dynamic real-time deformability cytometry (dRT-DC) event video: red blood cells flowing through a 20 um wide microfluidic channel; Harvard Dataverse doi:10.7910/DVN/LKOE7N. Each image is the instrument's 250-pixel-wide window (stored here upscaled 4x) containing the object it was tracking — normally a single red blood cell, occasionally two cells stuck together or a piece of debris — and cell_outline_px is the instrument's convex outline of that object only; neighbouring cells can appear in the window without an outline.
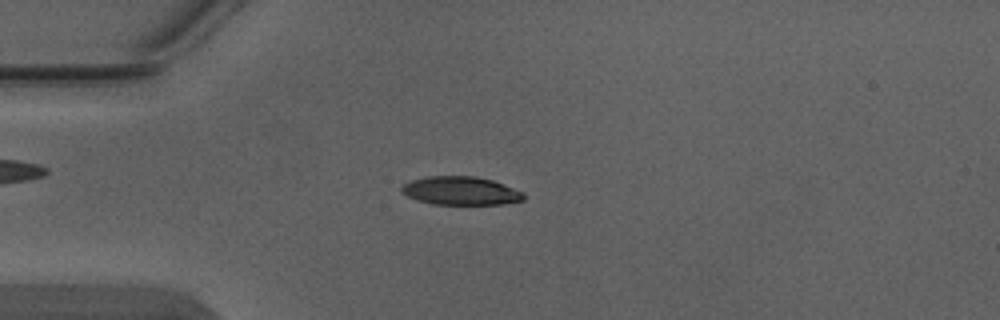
{"species": "Egyptian fruit bat (a non-hibernating species)", "species_latin": "Rousettus aegyptiacus", "temperature_condition": "warm", "stored_images_in_passage": 1, "camera_frame_rate_fps": 3000, "um_per_image_px": 0.085, "animal": {"sex": "male"}, "frame": {"image": 1, "passage_image": 1, "time_ms": 0.0, "image_size_px": [1000, 320], "cell_outline_px": [[524, 200], [500, 204], [432, 204], [416, 200], [400, 192], [400, 188], [404, 184], [412, 180], [428, 176], [476, 176], [492, 180], [504, 184], [524, 192]], "centroid_in_image_um": [39.15, 16.21], "position_along_channel_um": 45.8, "area_um2": 20.23}}